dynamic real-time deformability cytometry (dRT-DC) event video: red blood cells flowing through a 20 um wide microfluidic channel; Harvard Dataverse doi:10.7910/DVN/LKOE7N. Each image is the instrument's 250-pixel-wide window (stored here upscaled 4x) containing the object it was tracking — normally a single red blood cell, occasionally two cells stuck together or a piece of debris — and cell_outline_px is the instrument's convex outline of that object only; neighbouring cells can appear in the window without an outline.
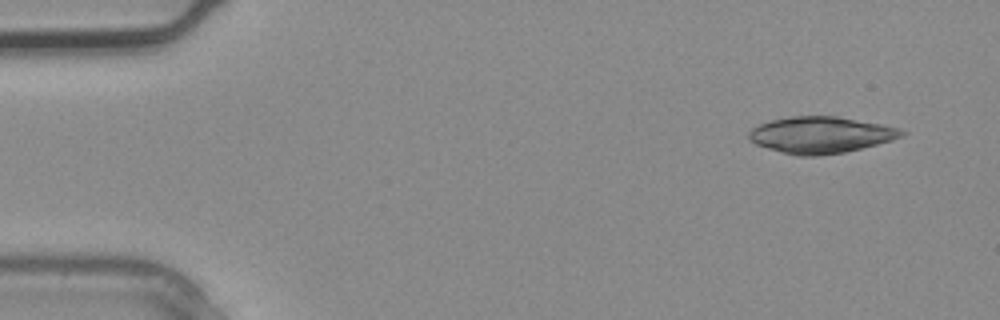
{"species": "common noctule bat (a hibernating species)", "species_latin": "Nyctalus noctula", "temperature_condition": "warm", "stored_images_in_passage": 3, "camera_frame_rate_fps": 3000, "um_per_image_px": 0.085, "animal": {"sex": "male", "body_mass_g": 20.4}, "frame": {"image": 1, "passage_image": 3, "time_ms": 0.667, "image_size_px": [1000, 320], "cell_outline_px": [[908, 132], [904, 136], [892, 140], [844, 152], [820, 156], [796, 156], [780, 152], [756, 144], [748, 140], [748, 132], [752, 128], [760, 124], [772, 120], [792, 116], [836, 116], [880, 124], [896, 128]], "centroid_in_image_um": [69.73, 11.47], "position_along_channel_um": 15.3, "area_um2": 32.37}}